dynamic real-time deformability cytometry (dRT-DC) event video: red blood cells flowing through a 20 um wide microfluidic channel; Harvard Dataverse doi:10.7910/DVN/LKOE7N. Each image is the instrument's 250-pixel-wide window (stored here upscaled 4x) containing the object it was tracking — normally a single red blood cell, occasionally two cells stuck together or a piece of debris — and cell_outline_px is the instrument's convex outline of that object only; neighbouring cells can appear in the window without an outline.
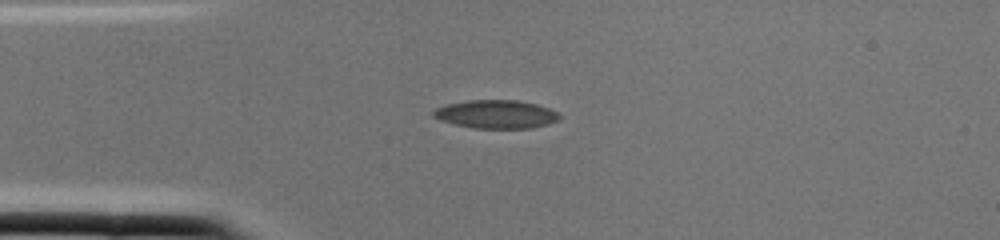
{"species": "common noctule bat (a hibernating species)", "species_latin": "Nyctalus noctula", "temperature_condition": "cold", "stored_images_in_passage": 1, "camera_frame_rate_fps": 3000, "um_per_image_px": 0.085, "animal": {"sex": "female", "body_mass_g": 22.0, "forearm_length_mm": 56.7}, "frame": {"image": 1, "passage_image": 1, "time_ms": 0.0, "image_size_px": [1000, 240], "cell_outline_px": [[560, 120], [548, 124], [532, 128], [472, 128], [440, 120], [432, 116], [432, 112], [436, 108], [448, 104], [468, 100], [516, 100], [536, 104], [548, 108], [556, 112], [560, 116]], "centroid_in_image_um": [42.17, 9.71], "position_along_channel_um": 42.8, "area_um2": 20.75}}